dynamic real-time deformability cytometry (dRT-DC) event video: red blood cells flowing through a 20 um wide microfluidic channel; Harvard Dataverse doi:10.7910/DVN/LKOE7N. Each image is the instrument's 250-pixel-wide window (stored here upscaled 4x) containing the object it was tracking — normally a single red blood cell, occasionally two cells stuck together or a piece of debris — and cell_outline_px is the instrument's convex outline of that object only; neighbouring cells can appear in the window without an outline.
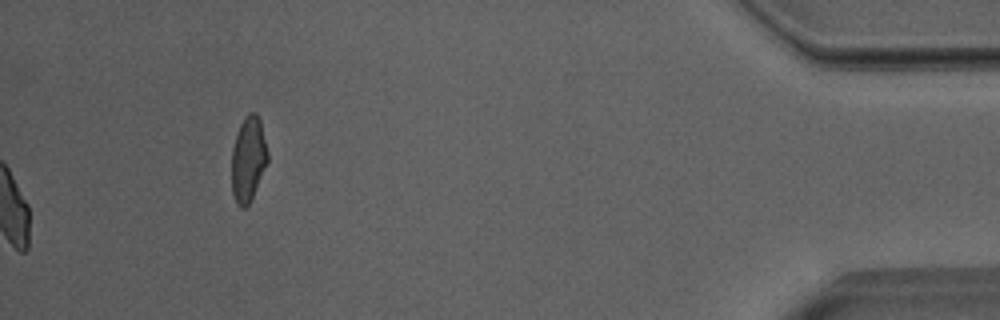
{"species": "Egyptian fruit bat (a non-hibernating species)", "species_latin": "Rousettus aegyptiacus", "temperature_condition": "room temperature", "stored_images_in_passage": 52, "camera_frame_rate_fps": 3000, "um_per_image_px": 0.085, "animal": {"sex": "male"}, "frame": {"image": 1, "passage_image": 52, "time_ms": 17.0, "image_size_px": [1000, 320], "cell_outline_px": [[268, 160], [252, 196], [248, 204], [244, 208], [240, 208], [236, 204], [232, 192], [232, 148], [236, 132], [244, 116], [248, 112], [256, 112], [260, 120], [268, 152]], "centroid_in_image_um": [21.08, 13.48], "position_along_channel_um": 414.1, "area_um2": 17.8}, "authors_computed_cell_mechanics": {"area_um2": 19.5364, "velocity_mm_per_s": 4.0029, "shape_relaxation_time_tau1_ms": 5.3465, "shape_relaxation_time_tau2_ms": 0.9105, "deformation_change_tau1": 0.1296, "deformation_change_tau2": 0.0564}}